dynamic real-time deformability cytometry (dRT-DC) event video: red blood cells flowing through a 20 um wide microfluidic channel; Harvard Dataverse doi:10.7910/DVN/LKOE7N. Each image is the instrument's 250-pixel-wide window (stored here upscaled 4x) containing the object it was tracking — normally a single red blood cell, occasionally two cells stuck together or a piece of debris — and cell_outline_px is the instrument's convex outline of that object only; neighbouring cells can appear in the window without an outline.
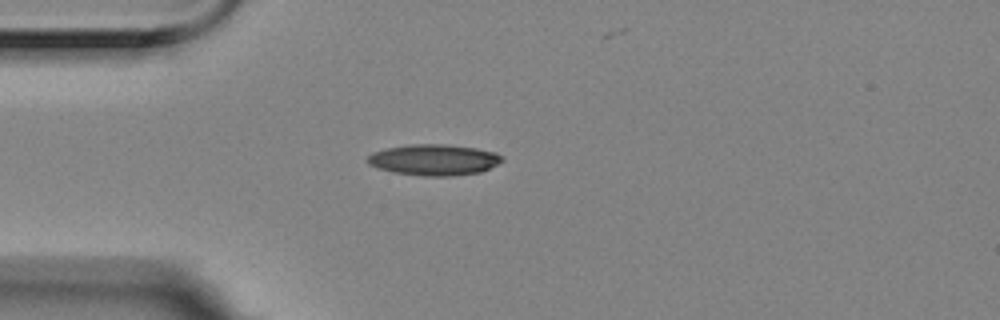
{"species": "Egyptian fruit bat (a non-hibernating species)", "species_latin": "Rousettus aegyptiacus", "temperature_condition": "room temperature", "stored_images_in_passage": 43, "camera_frame_rate_fps": 3000, "um_per_image_px": 0.085, "animal": {"sex": "female"}, "frame": {"image": 1, "passage_image": 1, "time_ms": 0.0, "image_size_px": [1000, 320], "cell_outline_px": [[504, 160], [480, 172], [452, 176], [424, 176], [392, 172], [368, 164], [368, 156], [372, 152], [384, 148], [412, 144], [444, 144], [476, 148], [496, 152]], "centroid_in_image_um": [36.87, 13.58], "position_along_channel_um": 48.1, "area_um2": 24.22}}
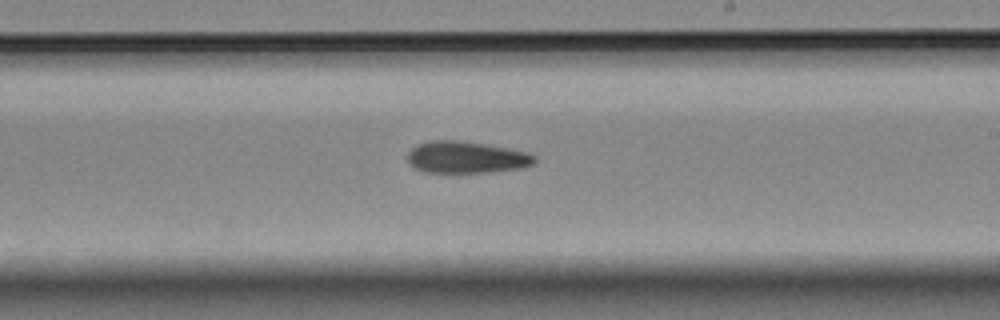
{"frame": {"image": 2, "passage_image": 19, "time_ms": 6.0, "image_size_px": [1000, 320], "cell_outline_px": [[536, 160], [532, 164], [520, 168], [484, 172], [424, 172], [416, 168], [408, 160], [408, 152], [416, 144], [432, 140], [456, 140], [484, 144], [528, 152], [536, 156]], "centroid_in_image_um": [39.62, 13.36], "position_along_channel_um": 249.4, "area_um2": 23.24}}
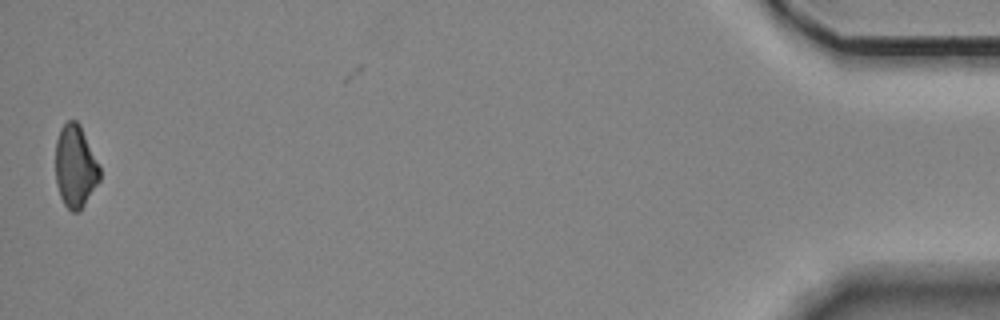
{"frame": {"image": 3, "passage_image": 42, "time_ms": 13.667, "image_size_px": [1000, 320], "cell_outline_px": [[100, 180], [80, 212], [72, 212], [64, 204], [60, 196], [56, 184], [56, 140], [60, 128], [68, 120], [76, 120], [80, 124], [100, 168]], "centroid_in_image_um": [6.4, 14.16], "position_along_channel_um": 428.8, "area_um2": 21.27}}